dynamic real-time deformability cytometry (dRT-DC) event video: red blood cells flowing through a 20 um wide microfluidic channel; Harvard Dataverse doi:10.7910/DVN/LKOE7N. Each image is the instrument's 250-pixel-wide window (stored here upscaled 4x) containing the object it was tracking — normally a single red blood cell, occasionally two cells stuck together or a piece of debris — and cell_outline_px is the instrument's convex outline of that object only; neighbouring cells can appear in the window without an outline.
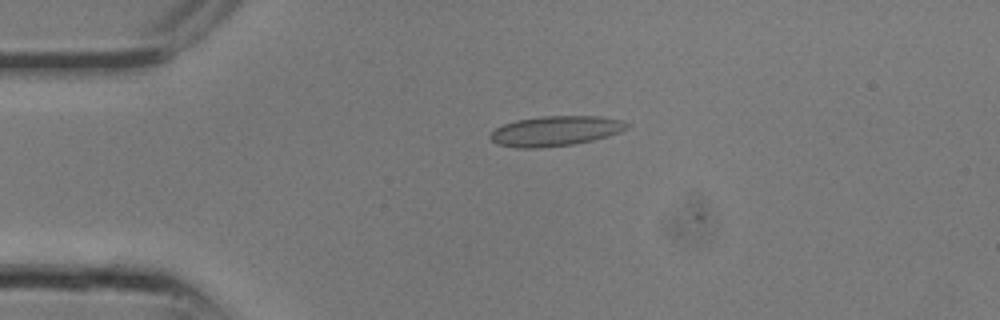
{"species": "common noctule bat (a hibernating species)", "species_latin": "Nyctalus noctula", "temperature_condition": "room temperature", "stored_images_in_passage": 6, "camera_frame_rate_fps": 3000, "um_per_image_px": 0.085, "animal": {"sex": "male", "body_mass_g": 13.3}, "frame": {"image": 1, "passage_image": 1, "time_ms": 0.0, "image_size_px": [1000, 320], "cell_outline_px": [[628, 128], [620, 132], [608, 136], [592, 140], [572, 144], [540, 148], [516, 148], [496, 144], [488, 136], [496, 128], [504, 124], [516, 120], [540, 116], [600, 116], [620, 120], [628, 124]], "centroid_in_image_um": [47.18, 11.13], "position_along_channel_um": 37.8, "area_um2": 23.87}}
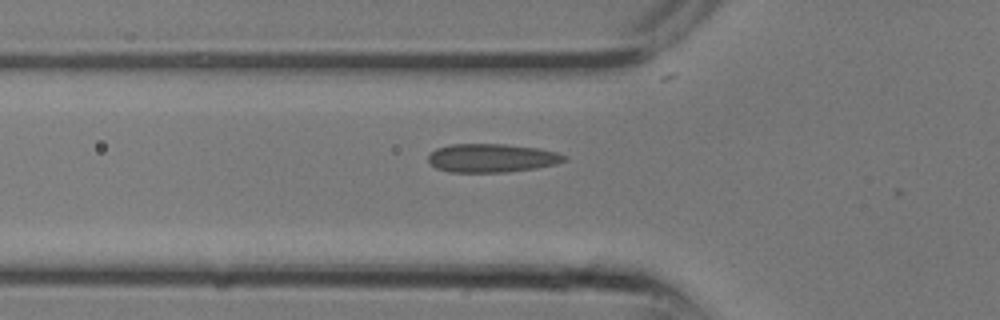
{"frame": {"image": 2, "passage_image": 4, "time_ms": 1.0, "image_size_px": [1000, 320], "cell_outline_px": [[568, 160], [556, 164], [536, 168], [508, 172], [448, 172], [436, 168], [428, 160], [428, 156], [436, 148], [452, 144], [508, 144], [540, 148], [556, 152], [568, 156]], "centroid_in_image_um": [41.84, 13.43], "position_along_channel_um": 84.0, "area_um2": 22.83}}
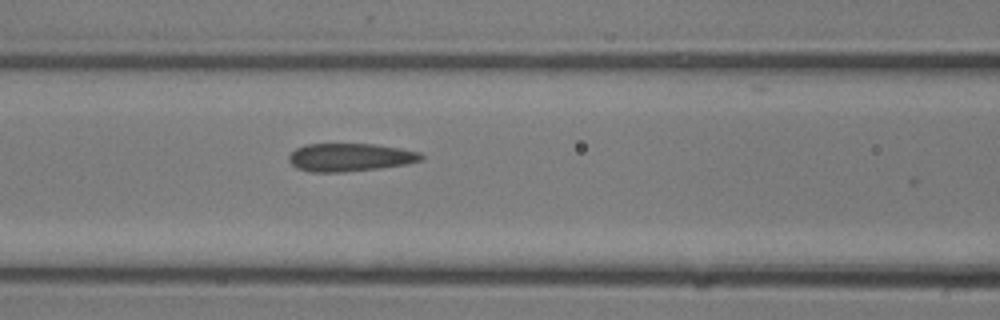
{"frame": {"image": 3, "passage_image": 6, "time_ms": 1.667, "image_size_px": [1000, 320], "cell_outline_px": [[424, 160], [404, 164], [380, 168], [344, 172], [308, 172], [296, 168], [288, 160], [288, 156], [296, 148], [304, 144], [376, 144], [400, 148], [420, 152], [424, 156]], "centroid_in_image_um": [29.74, 13.37], "position_along_channel_um": 136.9, "area_um2": 21.79}}